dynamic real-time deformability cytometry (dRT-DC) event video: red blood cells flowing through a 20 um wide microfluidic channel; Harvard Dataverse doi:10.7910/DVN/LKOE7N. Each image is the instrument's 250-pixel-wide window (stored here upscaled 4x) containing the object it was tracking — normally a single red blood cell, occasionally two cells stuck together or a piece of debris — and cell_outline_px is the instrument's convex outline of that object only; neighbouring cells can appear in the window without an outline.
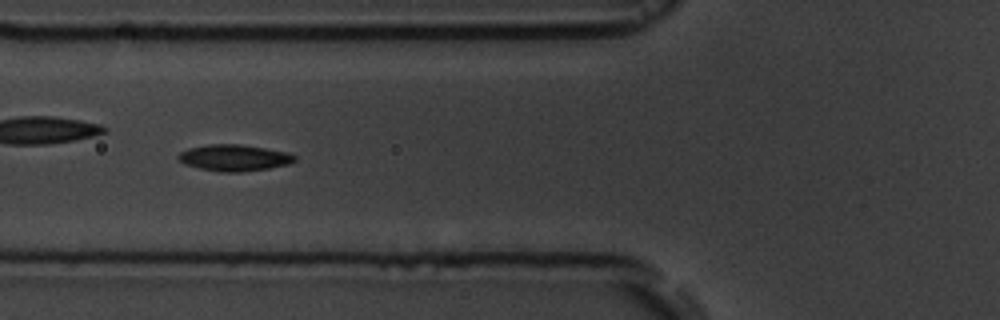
{"species": "common noctule bat (a hibernating species)", "species_latin": "Nyctalus noctula", "temperature_condition": "room temperature", "stored_images_in_passage": 6, "camera_frame_rate_fps": 3000, "um_per_image_px": 0.085, "animal": {"sex": "male", "body_mass_g": 19.5, "forearm_length_mm": 54.6}, "frame": {"image": 1, "passage_image": 6, "time_ms": 6.333, "image_size_px": [1000, 320], "cell_outline_px": [[296, 160], [288, 164], [268, 168], [240, 172], [220, 172], [200, 168], [184, 164], [176, 156], [180, 152], [188, 148], [208, 144], [240, 144], [288, 152], [296, 156]], "centroid_in_image_um": [19.89, 13.4], "position_along_channel_um": 105.9, "area_um2": 17.86}}